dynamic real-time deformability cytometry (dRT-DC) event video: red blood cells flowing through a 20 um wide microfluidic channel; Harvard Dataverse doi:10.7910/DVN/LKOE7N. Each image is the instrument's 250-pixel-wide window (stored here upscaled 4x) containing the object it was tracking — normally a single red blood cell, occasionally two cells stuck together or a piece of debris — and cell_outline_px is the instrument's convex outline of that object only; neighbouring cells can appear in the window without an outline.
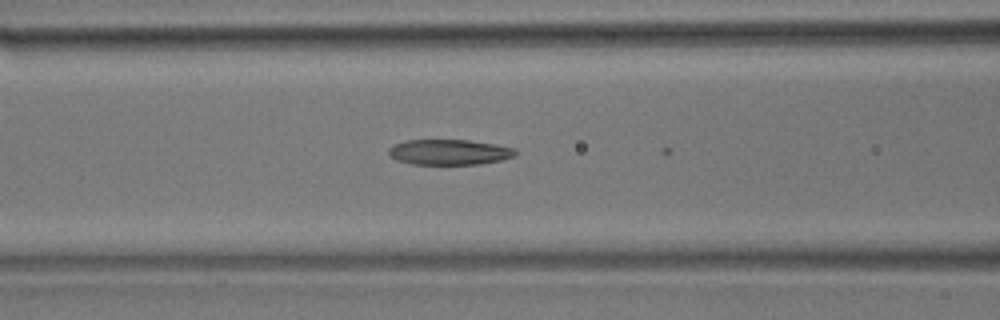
{"species": "common noctule bat (a hibernating species)", "species_latin": "Nyctalus noctula", "temperature_condition": "room temperature", "stored_images_in_passage": 4, "camera_frame_rate_fps": 3000, "um_per_image_px": 0.085, "animal": {"sex": "male", "body_mass_g": 17.9}, "frame": {"image": 1, "passage_image": 3, "time_ms": 0.667, "image_size_px": [1000, 320], "cell_outline_px": [[516, 156], [500, 160], [480, 164], [412, 164], [396, 160], [388, 152], [388, 148], [404, 140], [468, 140], [496, 144], [516, 148]], "centroid_in_image_um": [38.21, 12.92], "position_along_channel_um": 128.4, "area_um2": 18.79}}